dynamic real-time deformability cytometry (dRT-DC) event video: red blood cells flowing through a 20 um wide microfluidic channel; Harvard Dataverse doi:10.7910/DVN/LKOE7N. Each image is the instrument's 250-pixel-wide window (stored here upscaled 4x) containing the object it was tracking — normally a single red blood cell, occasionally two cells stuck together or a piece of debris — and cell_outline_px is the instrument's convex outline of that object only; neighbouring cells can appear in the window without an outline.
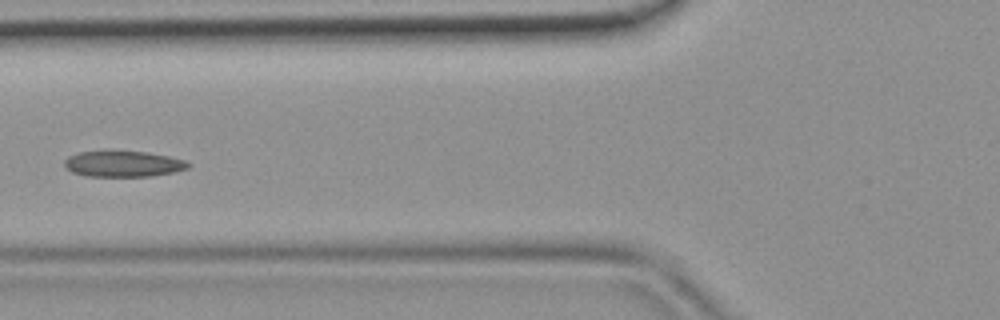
{"species": "common noctule bat (a hibernating species)", "species_latin": "Nyctalus noctula", "temperature_condition": "room temperature", "stored_images_in_passage": 6, "camera_frame_rate_fps": 3000, "um_per_image_px": 0.085, "animal": {"sex": "female", "body_mass_g": 19.9}, "frame": {"image": 1, "passage_image": 6, "time_ms": 1.667, "image_size_px": [1000, 320], "cell_outline_px": [[192, 164], [188, 168], [172, 172], [152, 176], [84, 176], [72, 172], [64, 168], [64, 160], [68, 156], [80, 152], [108, 148], [148, 152], [168, 156], [184, 160]], "centroid_in_image_um": [10.4, 13.88], "position_along_channel_um": 115.4, "area_um2": 19.48}}